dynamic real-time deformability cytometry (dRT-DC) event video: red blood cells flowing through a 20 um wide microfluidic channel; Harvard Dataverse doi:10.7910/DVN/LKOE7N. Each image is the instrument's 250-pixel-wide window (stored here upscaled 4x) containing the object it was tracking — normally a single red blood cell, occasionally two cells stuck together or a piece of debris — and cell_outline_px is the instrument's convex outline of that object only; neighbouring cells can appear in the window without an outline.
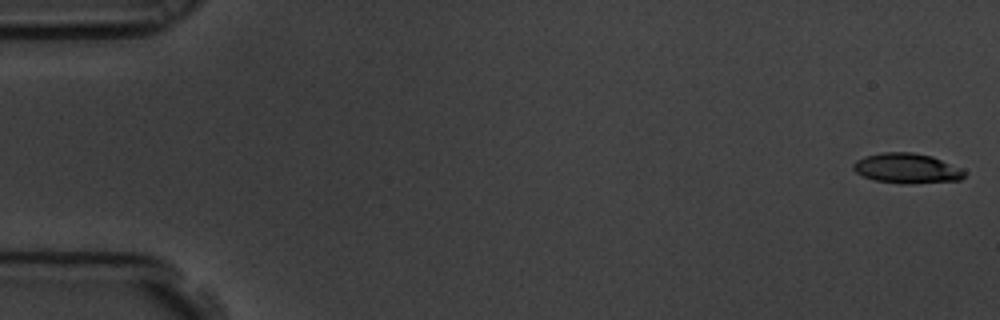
{"species": "common noctule bat (a hibernating species)", "species_latin": "Nyctalus noctula", "temperature_condition": "room temperature", "stored_images_in_passage": 5, "camera_frame_rate_fps": 3000, "um_per_image_px": 0.085, "animal": {"sex": "male", "body_mass_g": 19.5, "forearm_length_mm": 54.6}, "frame": {"image": 1, "passage_image": 1, "time_ms": 0.0, "image_size_px": [1000, 320], "cell_outline_px": [[964, 176], [960, 180], [908, 184], [900, 184], [876, 180], [864, 176], [856, 172], [852, 168], [852, 164], [856, 160], [864, 156], [884, 152], [912, 152], [932, 156], [964, 168]], "centroid_in_image_um": [77.1, 14.3], "position_along_channel_um": 7.9, "area_um2": 19.59}}
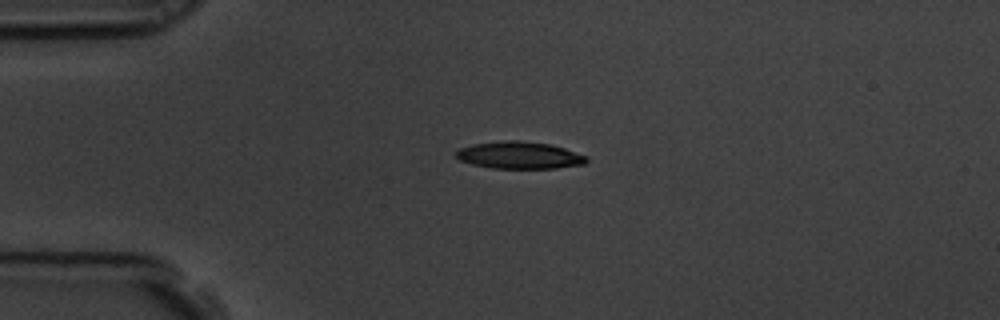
{"frame": {"image": 2, "passage_image": 4, "time_ms": 1.0, "image_size_px": [1000, 320], "cell_outline_px": [[588, 160], [584, 164], [556, 168], [492, 168], [472, 164], [460, 160], [456, 156], [456, 152], [460, 148], [472, 144], [504, 140], [524, 140], [552, 144], [588, 156]], "centroid_in_image_um": [44.17, 13.18], "position_along_channel_um": 40.8, "area_um2": 20.75}}